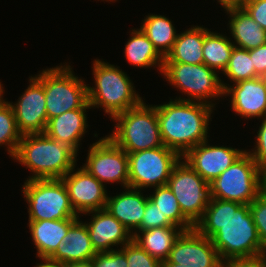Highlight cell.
<instances>
[{"instance_id":"1","label":"cell","mask_w":266,"mask_h":267,"mask_svg":"<svg viewBox=\"0 0 266 267\" xmlns=\"http://www.w3.org/2000/svg\"><path fill=\"white\" fill-rule=\"evenodd\" d=\"M194 228L210 238L222 261L260 255L262 243L248 204L210 198Z\"/></svg>"},{"instance_id":"2","label":"cell","mask_w":266,"mask_h":267,"mask_svg":"<svg viewBox=\"0 0 266 267\" xmlns=\"http://www.w3.org/2000/svg\"><path fill=\"white\" fill-rule=\"evenodd\" d=\"M155 107L164 146L176 151L181 157L189 149L208 140L212 106L176 97Z\"/></svg>"},{"instance_id":"3","label":"cell","mask_w":266,"mask_h":267,"mask_svg":"<svg viewBox=\"0 0 266 267\" xmlns=\"http://www.w3.org/2000/svg\"><path fill=\"white\" fill-rule=\"evenodd\" d=\"M77 153L45 133L22 135L13 159L27 167L32 179H61L76 165Z\"/></svg>"},{"instance_id":"4","label":"cell","mask_w":266,"mask_h":267,"mask_svg":"<svg viewBox=\"0 0 266 267\" xmlns=\"http://www.w3.org/2000/svg\"><path fill=\"white\" fill-rule=\"evenodd\" d=\"M93 75L95 87L87 85L89 104L92 108H103L111 119L143 101L130 77L119 67L96 59Z\"/></svg>"},{"instance_id":"5","label":"cell","mask_w":266,"mask_h":267,"mask_svg":"<svg viewBox=\"0 0 266 267\" xmlns=\"http://www.w3.org/2000/svg\"><path fill=\"white\" fill-rule=\"evenodd\" d=\"M112 119L117 123L108 137L127 153L164 146L155 105L142 101Z\"/></svg>"},{"instance_id":"6","label":"cell","mask_w":266,"mask_h":267,"mask_svg":"<svg viewBox=\"0 0 266 267\" xmlns=\"http://www.w3.org/2000/svg\"><path fill=\"white\" fill-rule=\"evenodd\" d=\"M22 186L29 221L80 219L62 179H27Z\"/></svg>"},{"instance_id":"7","label":"cell","mask_w":266,"mask_h":267,"mask_svg":"<svg viewBox=\"0 0 266 267\" xmlns=\"http://www.w3.org/2000/svg\"><path fill=\"white\" fill-rule=\"evenodd\" d=\"M70 65L44 70L47 119L74 109H91L87 85L72 72Z\"/></svg>"},{"instance_id":"8","label":"cell","mask_w":266,"mask_h":267,"mask_svg":"<svg viewBox=\"0 0 266 267\" xmlns=\"http://www.w3.org/2000/svg\"><path fill=\"white\" fill-rule=\"evenodd\" d=\"M161 74L171 85L188 95L186 99L178 97L179 100L200 102L214 107L216 104L209 100L222 98L224 95L223 80L218 77L217 71L204 63H163Z\"/></svg>"},{"instance_id":"9","label":"cell","mask_w":266,"mask_h":267,"mask_svg":"<svg viewBox=\"0 0 266 267\" xmlns=\"http://www.w3.org/2000/svg\"><path fill=\"white\" fill-rule=\"evenodd\" d=\"M261 169L246 151L209 183L211 198L250 204L260 194Z\"/></svg>"},{"instance_id":"10","label":"cell","mask_w":266,"mask_h":267,"mask_svg":"<svg viewBox=\"0 0 266 267\" xmlns=\"http://www.w3.org/2000/svg\"><path fill=\"white\" fill-rule=\"evenodd\" d=\"M127 155L128 187L140 190L167 185L173 167L181 159L176 151L166 146L127 153Z\"/></svg>"},{"instance_id":"11","label":"cell","mask_w":266,"mask_h":267,"mask_svg":"<svg viewBox=\"0 0 266 267\" xmlns=\"http://www.w3.org/2000/svg\"><path fill=\"white\" fill-rule=\"evenodd\" d=\"M173 167L168 187L176 197L183 215L195 226L210 201V186L185 161Z\"/></svg>"},{"instance_id":"12","label":"cell","mask_w":266,"mask_h":267,"mask_svg":"<svg viewBox=\"0 0 266 267\" xmlns=\"http://www.w3.org/2000/svg\"><path fill=\"white\" fill-rule=\"evenodd\" d=\"M88 150L86 163L82 166L89 174L103 183H120L128 187V155L108 136L100 138Z\"/></svg>"},{"instance_id":"13","label":"cell","mask_w":266,"mask_h":267,"mask_svg":"<svg viewBox=\"0 0 266 267\" xmlns=\"http://www.w3.org/2000/svg\"><path fill=\"white\" fill-rule=\"evenodd\" d=\"M29 86L12 106L18 131L22 134L44 133L48 123L44 91V70L29 79Z\"/></svg>"},{"instance_id":"14","label":"cell","mask_w":266,"mask_h":267,"mask_svg":"<svg viewBox=\"0 0 266 267\" xmlns=\"http://www.w3.org/2000/svg\"><path fill=\"white\" fill-rule=\"evenodd\" d=\"M221 258L210 238L195 228L183 231L175 241L166 261L185 267H220Z\"/></svg>"},{"instance_id":"15","label":"cell","mask_w":266,"mask_h":267,"mask_svg":"<svg viewBox=\"0 0 266 267\" xmlns=\"http://www.w3.org/2000/svg\"><path fill=\"white\" fill-rule=\"evenodd\" d=\"M74 168L61 179L67 187L75 213L78 215L105 209L108 198L106 184H102L83 167L80 166L78 171Z\"/></svg>"},{"instance_id":"16","label":"cell","mask_w":266,"mask_h":267,"mask_svg":"<svg viewBox=\"0 0 266 267\" xmlns=\"http://www.w3.org/2000/svg\"><path fill=\"white\" fill-rule=\"evenodd\" d=\"M246 151L226 146H213L208 144V140H206L189 149L181 159L210 183Z\"/></svg>"},{"instance_id":"17","label":"cell","mask_w":266,"mask_h":267,"mask_svg":"<svg viewBox=\"0 0 266 267\" xmlns=\"http://www.w3.org/2000/svg\"><path fill=\"white\" fill-rule=\"evenodd\" d=\"M222 85L224 96H231V108L236 114L245 119L266 117V83L263 77L240 81L232 86L222 81Z\"/></svg>"},{"instance_id":"18","label":"cell","mask_w":266,"mask_h":267,"mask_svg":"<svg viewBox=\"0 0 266 267\" xmlns=\"http://www.w3.org/2000/svg\"><path fill=\"white\" fill-rule=\"evenodd\" d=\"M91 221L85 222L93 248L96 252L115 250L111 247H123L133 239L132 233L106 209L87 212Z\"/></svg>"},{"instance_id":"19","label":"cell","mask_w":266,"mask_h":267,"mask_svg":"<svg viewBox=\"0 0 266 267\" xmlns=\"http://www.w3.org/2000/svg\"><path fill=\"white\" fill-rule=\"evenodd\" d=\"M96 254L85 223L78 219L68 229L56 252L48 260L64 265L91 260Z\"/></svg>"},{"instance_id":"20","label":"cell","mask_w":266,"mask_h":267,"mask_svg":"<svg viewBox=\"0 0 266 267\" xmlns=\"http://www.w3.org/2000/svg\"><path fill=\"white\" fill-rule=\"evenodd\" d=\"M125 190L119 195L108 196L105 209L133 234L141 225L148 195L144 197L140 189L127 187Z\"/></svg>"},{"instance_id":"21","label":"cell","mask_w":266,"mask_h":267,"mask_svg":"<svg viewBox=\"0 0 266 267\" xmlns=\"http://www.w3.org/2000/svg\"><path fill=\"white\" fill-rule=\"evenodd\" d=\"M86 109H74L48 120L45 134L62 144L79 151L80 140L88 127Z\"/></svg>"},{"instance_id":"22","label":"cell","mask_w":266,"mask_h":267,"mask_svg":"<svg viewBox=\"0 0 266 267\" xmlns=\"http://www.w3.org/2000/svg\"><path fill=\"white\" fill-rule=\"evenodd\" d=\"M78 219L40 220L29 221L28 227L32 241L37 249V257L49 259L57 250V246L63 241L68 229Z\"/></svg>"},{"instance_id":"23","label":"cell","mask_w":266,"mask_h":267,"mask_svg":"<svg viewBox=\"0 0 266 267\" xmlns=\"http://www.w3.org/2000/svg\"><path fill=\"white\" fill-rule=\"evenodd\" d=\"M224 9L230 16L228 25L236 47L250 50L266 44V30L242 6Z\"/></svg>"},{"instance_id":"24","label":"cell","mask_w":266,"mask_h":267,"mask_svg":"<svg viewBox=\"0 0 266 267\" xmlns=\"http://www.w3.org/2000/svg\"><path fill=\"white\" fill-rule=\"evenodd\" d=\"M204 28L193 26L178 34L171 51L164 58L163 63H203Z\"/></svg>"},{"instance_id":"25","label":"cell","mask_w":266,"mask_h":267,"mask_svg":"<svg viewBox=\"0 0 266 267\" xmlns=\"http://www.w3.org/2000/svg\"><path fill=\"white\" fill-rule=\"evenodd\" d=\"M183 231L178 226L158 227L137 232L133 240L149 255L164 262Z\"/></svg>"},{"instance_id":"26","label":"cell","mask_w":266,"mask_h":267,"mask_svg":"<svg viewBox=\"0 0 266 267\" xmlns=\"http://www.w3.org/2000/svg\"><path fill=\"white\" fill-rule=\"evenodd\" d=\"M124 53L128 63L133 66L142 68H150L156 66L157 70L162 72L164 57L157 51L153 43L148 37L139 29H134L130 33Z\"/></svg>"},{"instance_id":"27","label":"cell","mask_w":266,"mask_h":267,"mask_svg":"<svg viewBox=\"0 0 266 267\" xmlns=\"http://www.w3.org/2000/svg\"><path fill=\"white\" fill-rule=\"evenodd\" d=\"M140 29L153 43L157 51L165 58L171 51L178 34L172 21L162 15L148 14Z\"/></svg>"},{"instance_id":"28","label":"cell","mask_w":266,"mask_h":267,"mask_svg":"<svg viewBox=\"0 0 266 267\" xmlns=\"http://www.w3.org/2000/svg\"><path fill=\"white\" fill-rule=\"evenodd\" d=\"M233 40L204 28L203 63L213 70H225L234 49Z\"/></svg>"},{"instance_id":"29","label":"cell","mask_w":266,"mask_h":267,"mask_svg":"<svg viewBox=\"0 0 266 267\" xmlns=\"http://www.w3.org/2000/svg\"><path fill=\"white\" fill-rule=\"evenodd\" d=\"M168 220L184 231L191 230L194 225L183 215L178 201L168 185L154 187L153 194L148 197Z\"/></svg>"},{"instance_id":"30","label":"cell","mask_w":266,"mask_h":267,"mask_svg":"<svg viewBox=\"0 0 266 267\" xmlns=\"http://www.w3.org/2000/svg\"><path fill=\"white\" fill-rule=\"evenodd\" d=\"M22 134L18 131L12 106L8 101L0 102V146H7L10 157L17 152Z\"/></svg>"},{"instance_id":"31","label":"cell","mask_w":266,"mask_h":267,"mask_svg":"<svg viewBox=\"0 0 266 267\" xmlns=\"http://www.w3.org/2000/svg\"><path fill=\"white\" fill-rule=\"evenodd\" d=\"M234 84L259 77L255 72L249 50L234 46L228 64L223 71Z\"/></svg>"},{"instance_id":"32","label":"cell","mask_w":266,"mask_h":267,"mask_svg":"<svg viewBox=\"0 0 266 267\" xmlns=\"http://www.w3.org/2000/svg\"><path fill=\"white\" fill-rule=\"evenodd\" d=\"M126 255L128 267H162V262L149 255L133 239L120 248Z\"/></svg>"},{"instance_id":"33","label":"cell","mask_w":266,"mask_h":267,"mask_svg":"<svg viewBox=\"0 0 266 267\" xmlns=\"http://www.w3.org/2000/svg\"><path fill=\"white\" fill-rule=\"evenodd\" d=\"M168 226L175 225H173L165 214L159 210V207L148 198L141 225L132 235L134 236L139 231Z\"/></svg>"},{"instance_id":"34","label":"cell","mask_w":266,"mask_h":267,"mask_svg":"<svg viewBox=\"0 0 266 267\" xmlns=\"http://www.w3.org/2000/svg\"><path fill=\"white\" fill-rule=\"evenodd\" d=\"M261 243L266 242V197L261 193L249 204Z\"/></svg>"},{"instance_id":"35","label":"cell","mask_w":266,"mask_h":267,"mask_svg":"<svg viewBox=\"0 0 266 267\" xmlns=\"http://www.w3.org/2000/svg\"><path fill=\"white\" fill-rule=\"evenodd\" d=\"M91 262L93 267H128L126 255L121 249L97 252Z\"/></svg>"},{"instance_id":"36","label":"cell","mask_w":266,"mask_h":267,"mask_svg":"<svg viewBox=\"0 0 266 267\" xmlns=\"http://www.w3.org/2000/svg\"><path fill=\"white\" fill-rule=\"evenodd\" d=\"M262 124L259 127V130L257 132V138H256V147L252 150L253 152H250L248 150V153L253 158L255 164L260 168L263 169L266 167V117L262 118Z\"/></svg>"},{"instance_id":"37","label":"cell","mask_w":266,"mask_h":267,"mask_svg":"<svg viewBox=\"0 0 266 267\" xmlns=\"http://www.w3.org/2000/svg\"><path fill=\"white\" fill-rule=\"evenodd\" d=\"M241 6L266 30V0H245Z\"/></svg>"},{"instance_id":"38","label":"cell","mask_w":266,"mask_h":267,"mask_svg":"<svg viewBox=\"0 0 266 267\" xmlns=\"http://www.w3.org/2000/svg\"><path fill=\"white\" fill-rule=\"evenodd\" d=\"M250 58L259 77L266 74V44L249 50Z\"/></svg>"},{"instance_id":"39","label":"cell","mask_w":266,"mask_h":267,"mask_svg":"<svg viewBox=\"0 0 266 267\" xmlns=\"http://www.w3.org/2000/svg\"><path fill=\"white\" fill-rule=\"evenodd\" d=\"M220 267H266V263L258 256L222 261Z\"/></svg>"},{"instance_id":"40","label":"cell","mask_w":266,"mask_h":267,"mask_svg":"<svg viewBox=\"0 0 266 267\" xmlns=\"http://www.w3.org/2000/svg\"><path fill=\"white\" fill-rule=\"evenodd\" d=\"M260 193L266 197V167L260 173Z\"/></svg>"},{"instance_id":"41","label":"cell","mask_w":266,"mask_h":267,"mask_svg":"<svg viewBox=\"0 0 266 267\" xmlns=\"http://www.w3.org/2000/svg\"><path fill=\"white\" fill-rule=\"evenodd\" d=\"M245 0H218L223 8L241 6Z\"/></svg>"},{"instance_id":"42","label":"cell","mask_w":266,"mask_h":267,"mask_svg":"<svg viewBox=\"0 0 266 267\" xmlns=\"http://www.w3.org/2000/svg\"><path fill=\"white\" fill-rule=\"evenodd\" d=\"M64 267H93L91 260L64 264Z\"/></svg>"},{"instance_id":"43","label":"cell","mask_w":266,"mask_h":267,"mask_svg":"<svg viewBox=\"0 0 266 267\" xmlns=\"http://www.w3.org/2000/svg\"><path fill=\"white\" fill-rule=\"evenodd\" d=\"M43 263H38L35 267H64L61 263H56L49 261L48 259H43Z\"/></svg>"},{"instance_id":"44","label":"cell","mask_w":266,"mask_h":267,"mask_svg":"<svg viewBox=\"0 0 266 267\" xmlns=\"http://www.w3.org/2000/svg\"><path fill=\"white\" fill-rule=\"evenodd\" d=\"M259 257L266 263V242L262 244L261 252Z\"/></svg>"},{"instance_id":"45","label":"cell","mask_w":266,"mask_h":267,"mask_svg":"<svg viewBox=\"0 0 266 267\" xmlns=\"http://www.w3.org/2000/svg\"><path fill=\"white\" fill-rule=\"evenodd\" d=\"M162 267H185L177 263H162Z\"/></svg>"},{"instance_id":"46","label":"cell","mask_w":266,"mask_h":267,"mask_svg":"<svg viewBox=\"0 0 266 267\" xmlns=\"http://www.w3.org/2000/svg\"><path fill=\"white\" fill-rule=\"evenodd\" d=\"M3 88H4V87H2V84H1V82H0V102L3 100V91H4Z\"/></svg>"},{"instance_id":"47","label":"cell","mask_w":266,"mask_h":267,"mask_svg":"<svg viewBox=\"0 0 266 267\" xmlns=\"http://www.w3.org/2000/svg\"><path fill=\"white\" fill-rule=\"evenodd\" d=\"M262 77H263V79L265 80V83H266V74L264 76H262Z\"/></svg>"}]
</instances>
